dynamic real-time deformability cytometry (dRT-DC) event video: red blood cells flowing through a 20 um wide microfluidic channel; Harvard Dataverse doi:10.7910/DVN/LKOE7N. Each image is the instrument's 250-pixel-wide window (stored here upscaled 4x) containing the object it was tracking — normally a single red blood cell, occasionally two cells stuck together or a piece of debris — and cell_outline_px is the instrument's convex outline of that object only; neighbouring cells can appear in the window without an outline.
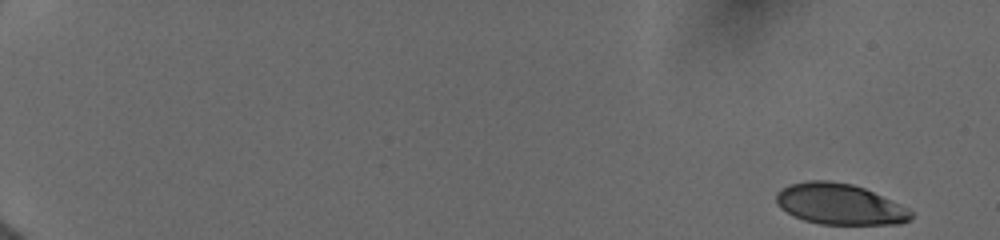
{"species": "human", "species_latin": "Homo sapiens", "temperature_condition": "cold", "stored_images_in_passage": 45, "camera_frame_rate_fps": 3000, "um_per_image_px": 0.085, "donor": {"sex": "female"}, "frame": {"image": 1, "passage_image": 1, "time_ms": 0.0, "image_size_px": [1000, 240], "cell_outline_px": [[912, 216], [908, 220], [900, 224], [820, 224], [804, 220], [780, 208], [776, 204], [776, 192], [780, 188], [788, 184], [808, 180], [828, 180], [852, 184], [864, 188], [908, 208], [912, 212]], "centroid_in_image_um": [71.33, 17.34], "position_along_channel_um": 13.7, "area_um2": 32.08}}
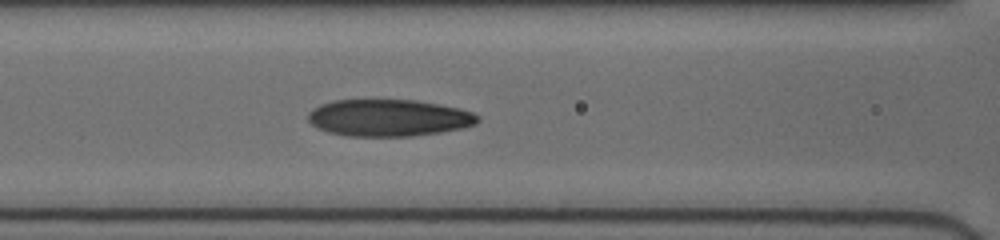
{"frame": {"image": 2, "passage_image": 39, "time_ms": 8.0, "image_size_px": [1000, 240], "cell_outline_px": [[480, 120], [476, 124], [464, 128], [440, 132], [412, 136], [348, 136], [328, 132], [316, 128], [308, 120], [308, 112], [312, 108], [320, 104], [332, 100], [416, 100], [440, 104], [460, 108], [472, 112], [480, 116]], "centroid_in_image_um": [33.04, 10.01], "position_along_channel_um": 133.6, "area_um2": 36.82}}
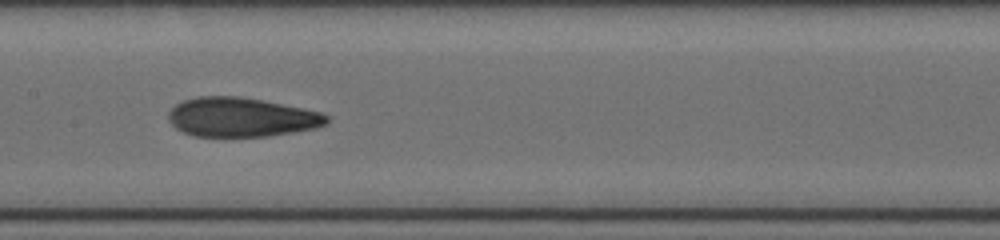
{"frame": {"image": 3, "passage_image": 44, "time_ms": 9.333, "image_size_px": [1000, 240], "cell_outline_px": [[328, 124], [316, 128], [268, 136], [192, 136], [176, 128], [168, 120], [168, 112], [176, 104], [184, 100], [196, 96], [240, 96], [304, 108], [320, 112], [328, 116]], "centroid_in_image_um": [20.5, 9.96], "position_along_channel_um": 186.9, "area_um2": 36.18}}